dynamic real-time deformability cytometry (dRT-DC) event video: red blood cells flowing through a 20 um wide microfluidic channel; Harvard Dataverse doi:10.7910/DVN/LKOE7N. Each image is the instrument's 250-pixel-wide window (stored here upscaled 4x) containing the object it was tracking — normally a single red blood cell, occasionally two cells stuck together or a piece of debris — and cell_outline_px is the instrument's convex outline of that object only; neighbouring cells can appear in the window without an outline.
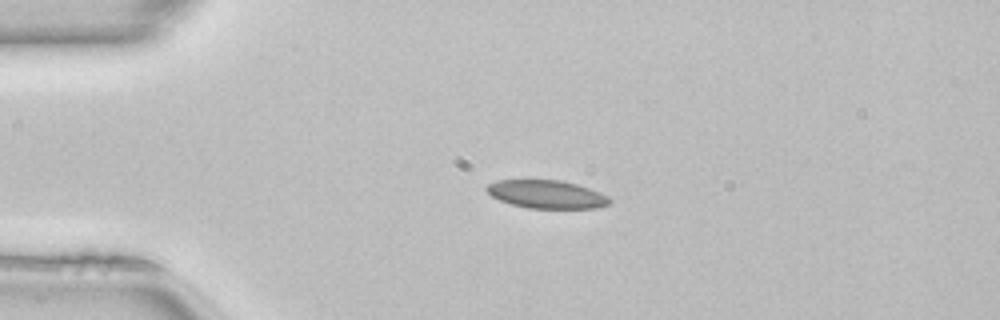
{"species": "common noctule bat (a hibernating species)", "species_latin": "Nyctalus noctula", "temperature_condition": "room temperature", "stored_images_in_passage": 40, "camera_frame_rate_fps": 3000, "um_per_image_px": 0.085, "animal": {"sex": "female", "body_mass_g": 22.7, "forearm_length_mm": 54.2}, "frame": {"image": 1, "passage_image": 1, "time_ms": 0.0, "image_size_px": [1000, 320], "cell_outline_px": [[612, 200], [608, 204], [596, 208], [528, 208], [512, 204], [500, 200], [492, 196], [484, 188], [488, 184], [496, 180], [560, 180], [576, 184], [600, 192], [608, 196]], "centroid_in_image_um": [46.46, 16.51], "position_along_channel_um": 38.5, "area_um2": 20.06}, "authors_computed_cell_mechanics": {"area_um2": 20.0566, "velocity_mm_per_s": 4.0736, "shape_relaxation_time_tau1_ms": 5.095, "shape_relaxation_time_tau2_ms": 1.7343, "deformation_change_tau1": 0.1166, "deformation_change_tau2": 0.0515}}